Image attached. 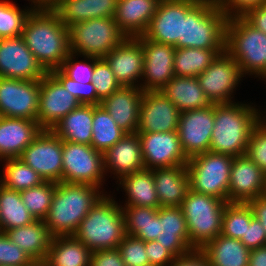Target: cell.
<instances>
[{"mask_svg":"<svg viewBox=\"0 0 266 266\" xmlns=\"http://www.w3.org/2000/svg\"><path fill=\"white\" fill-rule=\"evenodd\" d=\"M21 36L47 72L59 69L71 53L69 30L52 8H34Z\"/></svg>","mask_w":266,"mask_h":266,"instance_id":"obj_1","label":"cell"},{"mask_svg":"<svg viewBox=\"0 0 266 266\" xmlns=\"http://www.w3.org/2000/svg\"><path fill=\"white\" fill-rule=\"evenodd\" d=\"M249 103L214 104V127L209 152L237 157L246 154L253 128L262 119Z\"/></svg>","mask_w":266,"mask_h":266,"instance_id":"obj_2","label":"cell"},{"mask_svg":"<svg viewBox=\"0 0 266 266\" xmlns=\"http://www.w3.org/2000/svg\"><path fill=\"white\" fill-rule=\"evenodd\" d=\"M86 184L56 183L48 214L43 220L53 237L73 236L90 209L105 195Z\"/></svg>","mask_w":266,"mask_h":266,"instance_id":"obj_3","label":"cell"},{"mask_svg":"<svg viewBox=\"0 0 266 266\" xmlns=\"http://www.w3.org/2000/svg\"><path fill=\"white\" fill-rule=\"evenodd\" d=\"M122 206L105 193L80 222L73 236L91 252L117 249L126 235Z\"/></svg>","mask_w":266,"mask_h":266,"instance_id":"obj_4","label":"cell"},{"mask_svg":"<svg viewBox=\"0 0 266 266\" xmlns=\"http://www.w3.org/2000/svg\"><path fill=\"white\" fill-rule=\"evenodd\" d=\"M228 17L212 0H199L183 18L175 48L225 49Z\"/></svg>","mask_w":266,"mask_h":266,"instance_id":"obj_5","label":"cell"},{"mask_svg":"<svg viewBox=\"0 0 266 266\" xmlns=\"http://www.w3.org/2000/svg\"><path fill=\"white\" fill-rule=\"evenodd\" d=\"M225 50L239 64L244 76L252 74L261 79L266 75V34L242 16L228 18Z\"/></svg>","mask_w":266,"mask_h":266,"instance_id":"obj_6","label":"cell"},{"mask_svg":"<svg viewBox=\"0 0 266 266\" xmlns=\"http://www.w3.org/2000/svg\"><path fill=\"white\" fill-rule=\"evenodd\" d=\"M226 201L189 189L181 204L189 233V242L201 249L222 230Z\"/></svg>","mask_w":266,"mask_h":266,"instance_id":"obj_7","label":"cell"},{"mask_svg":"<svg viewBox=\"0 0 266 266\" xmlns=\"http://www.w3.org/2000/svg\"><path fill=\"white\" fill-rule=\"evenodd\" d=\"M71 53L82 57L104 58L127 36L119 29L114 17L94 18L68 27Z\"/></svg>","mask_w":266,"mask_h":266,"instance_id":"obj_8","label":"cell"},{"mask_svg":"<svg viewBox=\"0 0 266 266\" xmlns=\"http://www.w3.org/2000/svg\"><path fill=\"white\" fill-rule=\"evenodd\" d=\"M233 158L209 151L190 157L186 165L190 189L228 203Z\"/></svg>","mask_w":266,"mask_h":266,"instance_id":"obj_9","label":"cell"},{"mask_svg":"<svg viewBox=\"0 0 266 266\" xmlns=\"http://www.w3.org/2000/svg\"><path fill=\"white\" fill-rule=\"evenodd\" d=\"M62 155V182L102 188L106 181L103 153L91 145L63 141Z\"/></svg>","mask_w":266,"mask_h":266,"instance_id":"obj_10","label":"cell"},{"mask_svg":"<svg viewBox=\"0 0 266 266\" xmlns=\"http://www.w3.org/2000/svg\"><path fill=\"white\" fill-rule=\"evenodd\" d=\"M244 75L239 64L225 50L197 76L200 87L211 104L232 103V94ZM236 87V88H235Z\"/></svg>","mask_w":266,"mask_h":266,"instance_id":"obj_11","label":"cell"},{"mask_svg":"<svg viewBox=\"0 0 266 266\" xmlns=\"http://www.w3.org/2000/svg\"><path fill=\"white\" fill-rule=\"evenodd\" d=\"M63 141L49 129H42L25 148L19 159L37 172L44 181L62 182Z\"/></svg>","mask_w":266,"mask_h":266,"instance_id":"obj_12","label":"cell"},{"mask_svg":"<svg viewBox=\"0 0 266 266\" xmlns=\"http://www.w3.org/2000/svg\"><path fill=\"white\" fill-rule=\"evenodd\" d=\"M40 80L0 77V115L37 121Z\"/></svg>","mask_w":266,"mask_h":266,"instance_id":"obj_13","label":"cell"},{"mask_svg":"<svg viewBox=\"0 0 266 266\" xmlns=\"http://www.w3.org/2000/svg\"><path fill=\"white\" fill-rule=\"evenodd\" d=\"M47 73L22 36L0 39V77L41 80Z\"/></svg>","mask_w":266,"mask_h":266,"instance_id":"obj_14","label":"cell"},{"mask_svg":"<svg viewBox=\"0 0 266 266\" xmlns=\"http://www.w3.org/2000/svg\"><path fill=\"white\" fill-rule=\"evenodd\" d=\"M199 0H160L143 34L146 39L176 46L182 38L183 18Z\"/></svg>","mask_w":266,"mask_h":266,"instance_id":"obj_15","label":"cell"},{"mask_svg":"<svg viewBox=\"0 0 266 266\" xmlns=\"http://www.w3.org/2000/svg\"><path fill=\"white\" fill-rule=\"evenodd\" d=\"M214 119V104L181 112L177 133L188 158L209 151Z\"/></svg>","mask_w":266,"mask_h":266,"instance_id":"obj_16","label":"cell"},{"mask_svg":"<svg viewBox=\"0 0 266 266\" xmlns=\"http://www.w3.org/2000/svg\"><path fill=\"white\" fill-rule=\"evenodd\" d=\"M134 38L142 45L144 52V82L139 83L140 88L143 91H159L175 76L173 64L176 48L146 39L143 35Z\"/></svg>","mask_w":266,"mask_h":266,"instance_id":"obj_17","label":"cell"},{"mask_svg":"<svg viewBox=\"0 0 266 266\" xmlns=\"http://www.w3.org/2000/svg\"><path fill=\"white\" fill-rule=\"evenodd\" d=\"M81 103L48 72L40 80L37 123L42 129L51 130L64 116Z\"/></svg>","mask_w":266,"mask_h":266,"instance_id":"obj_18","label":"cell"},{"mask_svg":"<svg viewBox=\"0 0 266 266\" xmlns=\"http://www.w3.org/2000/svg\"><path fill=\"white\" fill-rule=\"evenodd\" d=\"M145 169L186 166L177 131L138 133Z\"/></svg>","mask_w":266,"mask_h":266,"instance_id":"obj_19","label":"cell"},{"mask_svg":"<svg viewBox=\"0 0 266 266\" xmlns=\"http://www.w3.org/2000/svg\"><path fill=\"white\" fill-rule=\"evenodd\" d=\"M181 112L160 91H144L137 133L177 131Z\"/></svg>","mask_w":266,"mask_h":266,"instance_id":"obj_20","label":"cell"},{"mask_svg":"<svg viewBox=\"0 0 266 266\" xmlns=\"http://www.w3.org/2000/svg\"><path fill=\"white\" fill-rule=\"evenodd\" d=\"M104 59L121 86L140 87L138 83L143 77L144 52L142 45L135 38L127 37Z\"/></svg>","mask_w":266,"mask_h":266,"instance_id":"obj_21","label":"cell"},{"mask_svg":"<svg viewBox=\"0 0 266 266\" xmlns=\"http://www.w3.org/2000/svg\"><path fill=\"white\" fill-rule=\"evenodd\" d=\"M265 173L246 155L233 158L228 202L247 203L263 196Z\"/></svg>","mask_w":266,"mask_h":266,"instance_id":"obj_22","label":"cell"},{"mask_svg":"<svg viewBox=\"0 0 266 266\" xmlns=\"http://www.w3.org/2000/svg\"><path fill=\"white\" fill-rule=\"evenodd\" d=\"M103 160L105 174L111 171L117 183L122 177L145 169L138 133H126L103 153Z\"/></svg>","mask_w":266,"mask_h":266,"instance_id":"obj_23","label":"cell"},{"mask_svg":"<svg viewBox=\"0 0 266 266\" xmlns=\"http://www.w3.org/2000/svg\"><path fill=\"white\" fill-rule=\"evenodd\" d=\"M143 90L140 87L121 86L101 101V106L125 133L137 132Z\"/></svg>","mask_w":266,"mask_h":266,"instance_id":"obj_24","label":"cell"},{"mask_svg":"<svg viewBox=\"0 0 266 266\" xmlns=\"http://www.w3.org/2000/svg\"><path fill=\"white\" fill-rule=\"evenodd\" d=\"M41 131L37 121L1 116L0 161L19 158Z\"/></svg>","mask_w":266,"mask_h":266,"instance_id":"obj_25","label":"cell"},{"mask_svg":"<svg viewBox=\"0 0 266 266\" xmlns=\"http://www.w3.org/2000/svg\"><path fill=\"white\" fill-rule=\"evenodd\" d=\"M159 236L156 241L175 257L195 249L189 242L186 219L181 207H159Z\"/></svg>","mask_w":266,"mask_h":266,"instance_id":"obj_26","label":"cell"},{"mask_svg":"<svg viewBox=\"0 0 266 266\" xmlns=\"http://www.w3.org/2000/svg\"><path fill=\"white\" fill-rule=\"evenodd\" d=\"M160 0H118L114 20L127 37L143 35Z\"/></svg>","mask_w":266,"mask_h":266,"instance_id":"obj_27","label":"cell"},{"mask_svg":"<svg viewBox=\"0 0 266 266\" xmlns=\"http://www.w3.org/2000/svg\"><path fill=\"white\" fill-rule=\"evenodd\" d=\"M160 207H180L190 189L186 166L152 169Z\"/></svg>","mask_w":266,"mask_h":266,"instance_id":"obj_28","label":"cell"},{"mask_svg":"<svg viewBox=\"0 0 266 266\" xmlns=\"http://www.w3.org/2000/svg\"><path fill=\"white\" fill-rule=\"evenodd\" d=\"M118 0H60L52 9L68 28L94 18L114 17Z\"/></svg>","mask_w":266,"mask_h":266,"instance_id":"obj_29","label":"cell"},{"mask_svg":"<svg viewBox=\"0 0 266 266\" xmlns=\"http://www.w3.org/2000/svg\"><path fill=\"white\" fill-rule=\"evenodd\" d=\"M5 234L36 263H43L46 260L53 236L43 220L9 229Z\"/></svg>","mask_w":266,"mask_h":266,"instance_id":"obj_30","label":"cell"},{"mask_svg":"<svg viewBox=\"0 0 266 266\" xmlns=\"http://www.w3.org/2000/svg\"><path fill=\"white\" fill-rule=\"evenodd\" d=\"M180 112L211 105L200 87L197 77L174 76L160 90Z\"/></svg>","mask_w":266,"mask_h":266,"instance_id":"obj_31","label":"cell"},{"mask_svg":"<svg viewBox=\"0 0 266 266\" xmlns=\"http://www.w3.org/2000/svg\"><path fill=\"white\" fill-rule=\"evenodd\" d=\"M94 105L80 104L51 130L62 140L91 145Z\"/></svg>","mask_w":266,"mask_h":266,"instance_id":"obj_32","label":"cell"},{"mask_svg":"<svg viewBox=\"0 0 266 266\" xmlns=\"http://www.w3.org/2000/svg\"><path fill=\"white\" fill-rule=\"evenodd\" d=\"M201 250L210 266H248L251 251L239 239L222 234L207 242Z\"/></svg>","mask_w":266,"mask_h":266,"instance_id":"obj_33","label":"cell"},{"mask_svg":"<svg viewBox=\"0 0 266 266\" xmlns=\"http://www.w3.org/2000/svg\"><path fill=\"white\" fill-rule=\"evenodd\" d=\"M91 251L74 236L53 237L46 266H90Z\"/></svg>","mask_w":266,"mask_h":266,"instance_id":"obj_34","label":"cell"},{"mask_svg":"<svg viewBox=\"0 0 266 266\" xmlns=\"http://www.w3.org/2000/svg\"><path fill=\"white\" fill-rule=\"evenodd\" d=\"M118 186L122 187L128 197L124 206H144L159 208L153 172L150 169H143L130 175L122 177Z\"/></svg>","mask_w":266,"mask_h":266,"instance_id":"obj_35","label":"cell"},{"mask_svg":"<svg viewBox=\"0 0 266 266\" xmlns=\"http://www.w3.org/2000/svg\"><path fill=\"white\" fill-rule=\"evenodd\" d=\"M125 217V233L144 242L159 236L158 209L144 206L122 207Z\"/></svg>","mask_w":266,"mask_h":266,"instance_id":"obj_36","label":"cell"},{"mask_svg":"<svg viewBox=\"0 0 266 266\" xmlns=\"http://www.w3.org/2000/svg\"><path fill=\"white\" fill-rule=\"evenodd\" d=\"M36 221L22 202L20 192L5 188L0 184V230L29 225Z\"/></svg>","mask_w":266,"mask_h":266,"instance_id":"obj_37","label":"cell"},{"mask_svg":"<svg viewBox=\"0 0 266 266\" xmlns=\"http://www.w3.org/2000/svg\"><path fill=\"white\" fill-rule=\"evenodd\" d=\"M225 49L176 48L174 74L176 76L197 77Z\"/></svg>","mask_w":266,"mask_h":266,"instance_id":"obj_38","label":"cell"},{"mask_svg":"<svg viewBox=\"0 0 266 266\" xmlns=\"http://www.w3.org/2000/svg\"><path fill=\"white\" fill-rule=\"evenodd\" d=\"M91 146L101 153L114 146L126 133L101 105H94Z\"/></svg>","mask_w":266,"mask_h":266,"instance_id":"obj_39","label":"cell"},{"mask_svg":"<svg viewBox=\"0 0 266 266\" xmlns=\"http://www.w3.org/2000/svg\"><path fill=\"white\" fill-rule=\"evenodd\" d=\"M0 184L10 190L21 192L45 182L42 177L19 158L3 160Z\"/></svg>","mask_w":266,"mask_h":266,"instance_id":"obj_40","label":"cell"},{"mask_svg":"<svg viewBox=\"0 0 266 266\" xmlns=\"http://www.w3.org/2000/svg\"><path fill=\"white\" fill-rule=\"evenodd\" d=\"M253 217L248 203L228 202L222 217L221 234L229 238L240 239Z\"/></svg>","mask_w":266,"mask_h":266,"instance_id":"obj_41","label":"cell"},{"mask_svg":"<svg viewBox=\"0 0 266 266\" xmlns=\"http://www.w3.org/2000/svg\"><path fill=\"white\" fill-rule=\"evenodd\" d=\"M56 183L45 181L42 184L20 192L22 202L36 220H44L48 214Z\"/></svg>","mask_w":266,"mask_h":266,"instance_id":"obj_42","label":"cell"},{"mask_svg":"<svg viewBox=\"0 0 266 266\" xmlns=\"http://www.w3.org/2000/svg\"><path fill=\"white\" fill-rule=\"evenodd\" d=\"M33 9V6L21 9L11 1L0 0V39L21 36Z\"/></svg>","mask_w":266,"mask_h":266,"instance_id":"obj_43","label":"cell"},{"mask_svg":"<svg viewBox=\"0 0 266 266\" xmlns=\"http://www.w3.org/2000/svg\"><path fill=\"white\" fill-rule=\"evenodd\" d=\"M92 83L101 101L121 87L104 58L95 62Z\"/></svg>","mask_w":266,"mask_h":266,"instance_id":"obj_44","label":"cell"},{"mask_svg":"<svg viewBox=\"0 0 266 266\" xmlns=\"http://www.w3.org/2000/svg\"><path fill=\"white\" fill-rule=\"evenodd\" d=\"M50 73L64 86V88L77 98L81 104L100 105L101 100L93 83H80L67 77L60 69L51 70Z\"/></svg>","mask_w":266,"mask_h":266,"instance_id":"obj_45","label":"cell"},{"mask_svg":"<svg viewBox=\"0 0 266 266\" xmlns=\"http://www.w3.org/2000/svg\"><path fill=\"white\" fill-rule=\"evenodd\" d=\"M76 54L70 53L59 68L67 77L80 83H91L95 62L99 59L96 57H87L84 62L76 61Z\"/></svg>","mask_w":266,"mask_h":266,"instance_id":"obj_46","label":"cell"},{"mask_svg":"<svg viewBox=\"0 0 266 266\" xmlns=\"http://www.w3.org/2000/svg\"><path fill=\"white\" fill-rule=\"evenodd\" d=\"M245 155L266 174V122L263 119L251 132Z\"/></svg>","mask_w":266,"mask_h":266,"instance_id":"obj_47","label":"cell"},{"mask_svg":"<svg viewBox=\"0 0 266 266\" xmlns=\"http://www.w3.org/2000/svg\"><path fill=\"white\" fill-rule=\"evenodd\" d=\"M117 249L126 266H150L143 240L126 234Z\"/></svg>","mask_w":266,"mask_h":266,"instance_id":"obj_48","label":"cell"},{"mask_svg":"<svg viewBox=\"0 0 266 266\" xmlns=\"http://www.w3.org/2000/svg\"><path fill=\"white\" fill-rule=\"evenodd\" d=\"M36 262L0 232V266H33Z\"/></svg>","mask_w":266,"mask_h":266,"instance_id":"obj_49","label":"cell"},{"mask_svg":"<svg viewBox=\"0 0 266 266\" xmlns=\"http://www.w3.org/2000/svg\"><path fill=\"white\" fill-rule=\"evenodd\" d=\"M266 3V0H214V4L228 17L243 16L248 10Z\"/></svg>","mask_w":266,"mask_h":266,"instance_id":"obj_50","label":"cell"},{"mask_svg":"<svg viewBox=\"0 0 266 266\" xmlns=\"http://www.w3.org/2000/svg\"><path fill=\"white\" fill-rule=\"evenodd\" d=\"M146 256L150 266H168L175 260V256L156 240L145 242Z\"/></svg>","mask_w":266,"mask_h":266,"instance_id":"obj_51","label":"cell"},{"mask_svg":"<svg viewBox=\"0 0 266 266\" xmlns=\"http://www.w3.org/2000/svg\"><path fill=\"white\" fill-rule=\"evenodd\" d=\"M248 249H256L266 245V232L255 217L251 219L245 234L239 239Z\"/></svg>","mask_w":266,"mask_h":266,"instance_id":"obj_52","label":"cell"},{"mask_svg":"<svg viewBox=\"0 0 266 266\" xmlns=\"http://www.w3.org/2000/svg\"><path fill=\"white\" fill-rule=\"evenodd\" d=\"M90 266H126L118 249L95 250L91 253Z\"/></svg>","mask_w":266,"mask_h":266,"instance_id":"obj_53","label":"cell"},{"mask_svg":"<svg viewBox=\"0 0 266 266\" xmlns=\"http://www.w3.org/2000/svg\"><path fill=\"white\" fill-rule=\"evenodd\" d=\"M168 266H210L205 253L201 249H193L175 258Z\"/></svg>","mask_w":266,"mask_h":266,"instance_id":"obj_54","label":"cell"},{"mask_svg":"<svg viewBox=\"0 0 266 266\" xmlns=\"http://www.w3.org/2000/svg\"><path fill=\"white\" fill-rule=\"evenodd\" d=\"M242 17L254 28L266 34V3L248 10Z\"/></svg>","mask_w":266,"mask_h":266,"instance_id":"obj_55","label":"cell"},{"mask_svg":"<svg viewBox=\"0 0 266 266\" xmlns=\"http://www.w3.org/2000/svg\"><path fill=\"white\" fill-rule=\"evenodd\" d=\"M247 203L251 207L254 217L260 221V224L266 232V198L260 196L249 200Z\"/></svg>","mask_w":266,"mask_h":266,"instance_id":"obj_56","label":"cell"},{"mask_svg":"<svg viewBox=\"0 0 266 266\" xmlns=\"http://www.w3.org/2000/svg\"><path fill=\"white\" fill-rule=\"evenodd\" d=\"M248 266H266V245L250 251Z\"/></svg>","mask_w":266,"mask_h":266,"instance_id":"obj_57","label":"cell"},{"mask_svg":"<svg viewBox=\"0 0 266 266\" xmlns=\"http://www.w3.org/2000/svg\"><path fill=\"white\" fill-rule=\"evenodd\" d=\"M59 1L60 0H30V6L34 8H52Z\"/></svg>","mask_w":266,"mask_h":266,"instance_id":"obj_58","label":"cell"},{"mask_svg":"<svg viewBox=\"0 0 266 266\" xmlns=\"http://www.w3.org/2000/svg\"><path fill=\"white\" fill-rule=\"evenodd\" d=\"M263 196L266 198V174H265V180H264V191Z\"/></svg>","mask_w":266,"mask_h":266,"instance_id":"obj_59","label":"cell"},{"mask_svg":"<svg viewBox=\"0 0 266 266\" xmlns=\"http://www.w3.org/2000/svg\"><path fill=\"white\" fill-rule=\"evenodd\" d=\"M33 266H46L44 263H35Z\"/></svg>","mask_w":266,"mask_h":266,"instance_id":"obj_60","label":"cell"},{"mask_svg":"<svg viewBox=\"0 0 266 266\" xmlns=\"http://www.w3.org/2000/svg\"><path fill=\"white\" fill-rule=\"evenodd\" d=\"M261 80L266 82V75Z\"/></svg>","mask_w":266,"mask_h":266,"instance_id":"obj_61","label":"cell"}]
</instances>
